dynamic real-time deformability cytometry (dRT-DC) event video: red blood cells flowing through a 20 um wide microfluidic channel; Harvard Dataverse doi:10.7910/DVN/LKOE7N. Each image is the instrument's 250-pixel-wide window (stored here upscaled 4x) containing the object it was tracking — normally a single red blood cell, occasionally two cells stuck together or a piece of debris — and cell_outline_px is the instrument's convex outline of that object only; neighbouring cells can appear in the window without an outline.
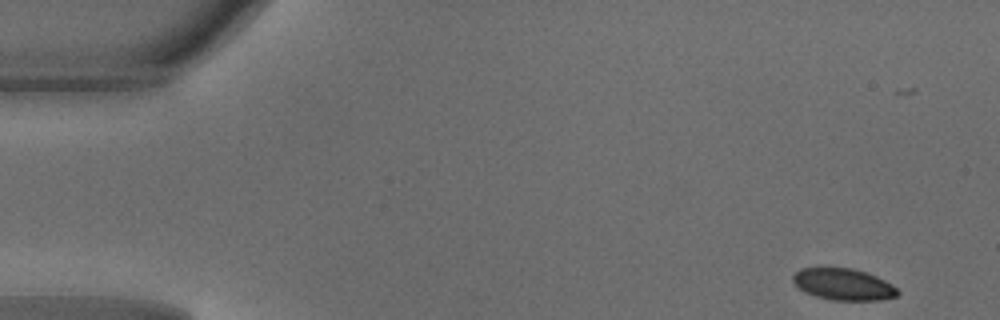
{"species": "common noctule bat (a hibernating species)", "species_latin": "Nyctalus noctula", "temperature_condition": "warm", "stored_images_in_passage": 47, "camera_frame_rate_fps": 3000, "um_per_image_px": 0.085, "animal": {"sex": "male", "body_mass_g": 18.8}, "frame": {"image": 1, "passage_image": 1, "time_ms": 0.0, "image_size_px": [1000, 320], "cell_outline_px": [[900, 292], [896, 296], [880, 300], [832, 300], [816, 296], [804, 292], [792, 280], [792, 276], [800, 268], [852, 268], [876, 276], [892, 284]], "centroid_in_image_um": [71.68, 24.17], "position_along_channel_um": 13.3, "area_um2": 19.13}}
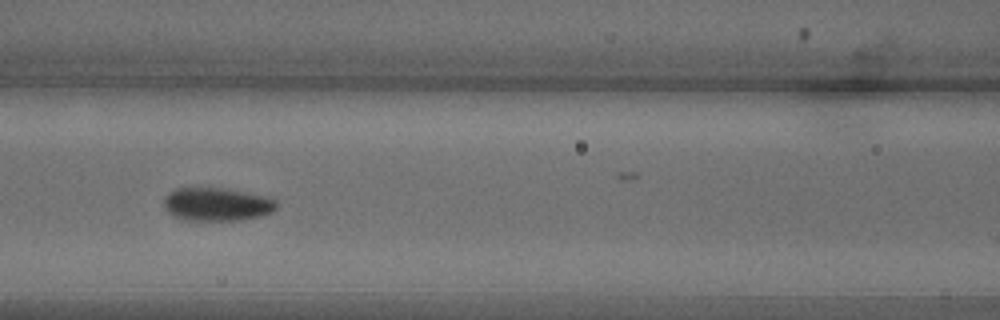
{"frame": {"image": 2, "passage_image": 19, "time_ms": 6.0, "image_size_px": [1000, 320], "cell_outline_px": [[280, 204], [272, 212], [260, 216], [244, 220], [184, 220], [172, 216], [164, 208], [164, 196], [168, 192], [176, 188], [224, 188], [272, 196]], "centroid_in_image_um": [18.47, 17.36], "position_along_channel_um": 148.1, "area_um2": 22.37}}
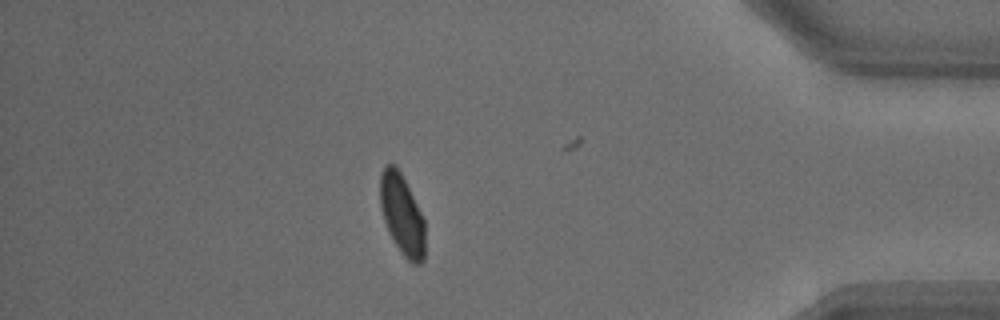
{"frame": {"image": 3, "passage_image": 40, "time_ms": 13.0, "image_size_px": [1000, 320], "cell_outline_px": [[424, 260], [420, 264], [412, 264], [404, 256], [396, 244], [384, 220], [380, 208], [380, 172], [384, 164], [396, 164], [424, 220]], "centroid_in_image_um": [34.15, 18.22], "position_along_channel_um": 401.1, "area_um2": 20.69}, "authors_computed_cell_mechanics": {"area_um2": 21.5594, "velocity_mm_per_s": 4.1669, "shape_relaxation_time_tau1_ms": 3.1485, "shape_relaxation_time_tau2_ms": null, "deformation_change_tau1": 0.1064, "deformation_change_tau2": null}}